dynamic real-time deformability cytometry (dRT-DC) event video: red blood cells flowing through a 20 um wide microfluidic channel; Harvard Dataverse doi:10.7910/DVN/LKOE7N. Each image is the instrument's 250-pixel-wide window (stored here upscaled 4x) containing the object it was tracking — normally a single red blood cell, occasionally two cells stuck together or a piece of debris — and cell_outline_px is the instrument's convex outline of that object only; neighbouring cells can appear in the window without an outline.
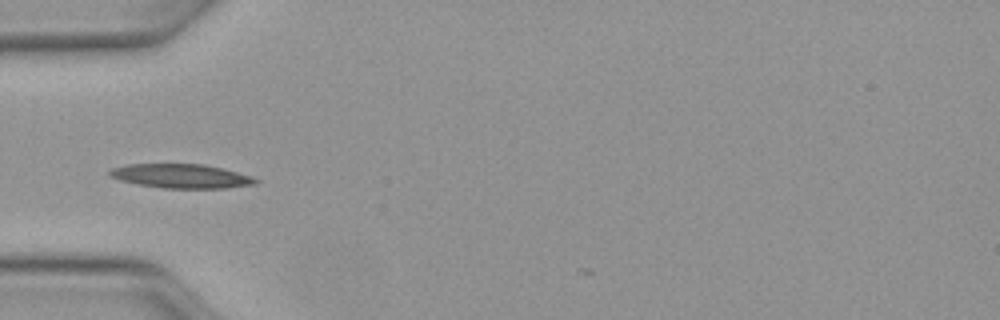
{"species": "Egyptian fruit bat (a non-hibernating species)", "species_latin": "Rousettus aegyptiacus", "temperature_condition": "warm", "stored_images_in_passage": 3, "camera_frame_rate_fps": 3000, "um_per_image_px": 0.085, "animal": {"sex": "female"}, "frame": {"image": 1, "passage_image": 1, "time_ms": 0.0, "image_size_px": [1000, 320], "cell_outline_px": [[260, 180], [256, 184], [228, 188], [164, 188], [136, 184], [120, 180], [112, 176], [108, 172], [112, 168], [128, 164], [204, 164], [252, 176]], "centroid_in_image_um": [15.42, 14.97], "position_along_channel_um": 69.6, "area_um2": 20.4}}